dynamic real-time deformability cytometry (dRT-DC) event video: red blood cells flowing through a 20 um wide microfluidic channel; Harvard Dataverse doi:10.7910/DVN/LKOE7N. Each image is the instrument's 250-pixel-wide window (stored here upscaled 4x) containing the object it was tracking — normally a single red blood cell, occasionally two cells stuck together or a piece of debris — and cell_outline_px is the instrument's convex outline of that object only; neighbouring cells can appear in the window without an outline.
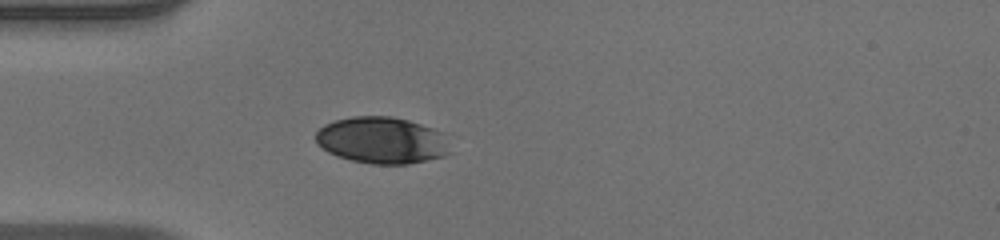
{"species": "human", "species_latin": "Homo sapiens", "temperature_condition": "warm", "stored_images_in_passage": 38, "camera_frame_rate_fps": 3000, "um_per_image_px": 0.085, "donor": {"sex": "male"}, "frame": {"image": 1, "passage_image": 1, "time_ms": 0.0, "image_size_px": [1000, 240], "cell_outline_px": [[452, 152], [444, 156], [408, 164], [372, 164], [352, 160], [336, 156], [328, 152], [316, 144], [316, 132], [324, 124], [336, 120], [352, 116], [392, 116], [408, 120], [444, 132]], "centroid_in_image_um": [32.48, 11.92], "position_along_channel_um": 52.5, "area_um2": 36.82}}
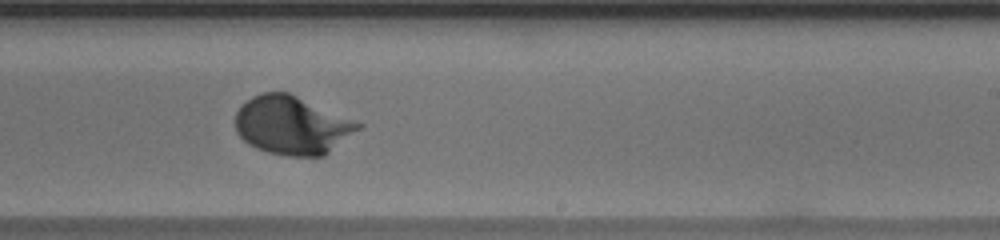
{"frame": {"image": 2, "passage_image": 18, "time_ms": 5.667, "image_size_px": [1000, 240], "cell_outline_px": [[364, 128], [324, 156], [288, 156], [268, 152], [256, 148], [248, 144], [236, 132], [236, 112], [240, 104], [252, 96], [264, 92], [288, 92], [364, 124]], "centroid_in_image_um": [24.85, 10.65], "position_along_channel_um": 264.2, "area_um2": 42.08}}
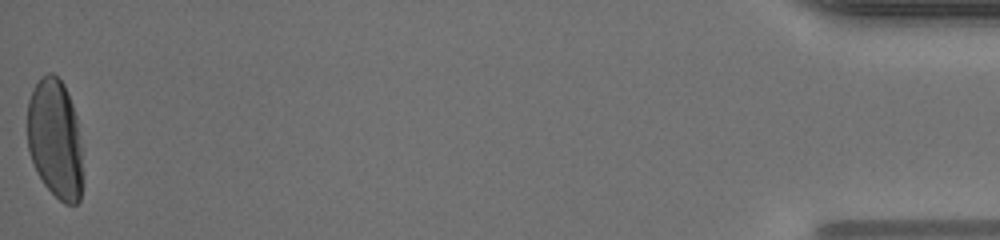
{"frame": {"image": 3, "passage_image": 38, "time_ms": 12.333, "image_size_px": [1000, 240], "cell_outline_px": [[80, 200], [76, 204], [64, 204], [44, 184], [32, 160], [28, 148], [28, 100], [36, 84], [48, 72], [52, 72], [64, 84], [72, 104], [76, 116], [80, 148]], "centroid_in_image_um": [4.66, 11.79], "position_along_channel_um": 430.5, "area_um2": 37.57}, "authors_computed_cell_mechanics": {"area_um2": 39.015, "velocity_mm_per_s": 3.9273, "shape_relaxation_time_tau1_ms": 3.0961, "shape_relaxation_time_tau2_ms": null, "deformation_change_tau1": 0.1624, "deformation_change_tau2": null}}